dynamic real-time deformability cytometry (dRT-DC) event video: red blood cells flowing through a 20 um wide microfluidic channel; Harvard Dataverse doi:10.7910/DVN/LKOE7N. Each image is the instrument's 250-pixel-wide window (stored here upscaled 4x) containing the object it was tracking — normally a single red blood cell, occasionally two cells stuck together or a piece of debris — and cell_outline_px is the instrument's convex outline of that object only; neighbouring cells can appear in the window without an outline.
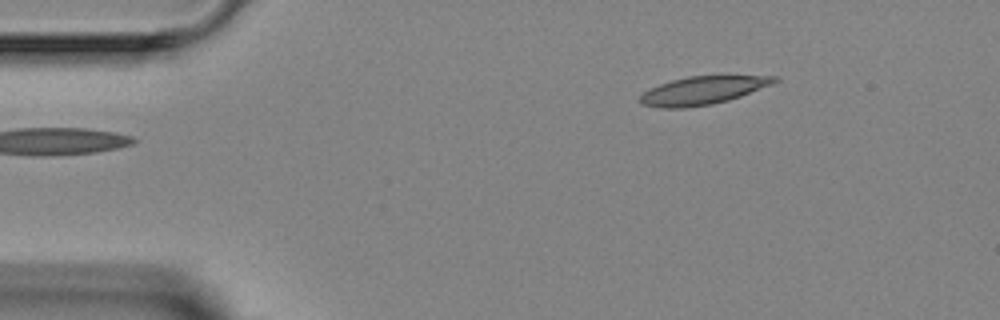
{"species": "Egyptian fruit bat (a non-hibernating species)", "species_latin": "Rousettus aegyptiacus", "temperature_condition": "room temperature", "stored_images_in_passage": 3, "camera_frame_rate_fps": 3000, "um_per_image_px": 0.085, "animal": {"sex": "female"}, "frame": {"image": 1, "passage_image": 3, "time_ms": 2.333, "image_size_px": [1000, 320], "cell_outline_px": [[780, 80], [772, 84], [740, 96], [728, 100], [712, 104], [684, 108], [660, 108], [640, 104], [640, 96], [644, 92], [660, 84], [672, 80], [688, 76], [776, 76]], "centroid_in_image_um": [59.72, 7.69], "position_along_channel_um": 25.3, "area_um2": 21.73}}